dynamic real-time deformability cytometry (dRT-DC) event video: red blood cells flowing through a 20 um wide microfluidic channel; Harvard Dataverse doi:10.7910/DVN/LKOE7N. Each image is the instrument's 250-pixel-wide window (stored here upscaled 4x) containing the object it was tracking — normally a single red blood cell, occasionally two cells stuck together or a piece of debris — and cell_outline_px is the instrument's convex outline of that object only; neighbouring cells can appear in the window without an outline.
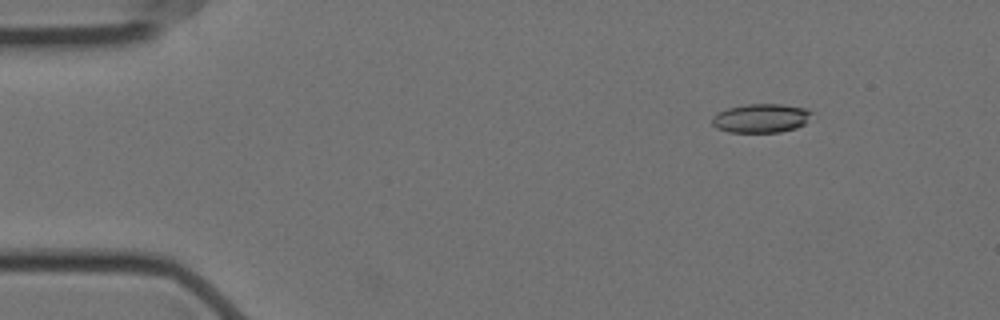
{"species": "Egyptian fruit bat (a non-hibernating species)", "species_latin": "Rousettus aegyptiacus", "temperature_condition": "cold", "stored_images_in_passage": 51, "camera_frame_rate_fps": 3000, "um_per_image_px": 0.085, "animal": {"sex": "female"}, "frame": {"image": 1, "passage_image": 1, "time_ms": 0.0, "image_size_px": [1000, 320], "cell_outline_px": [[812, 112], [804, 124], [796, 128], [780, 132], [728, 132], [716, 128], [712, 124], [712, 116], [728, 108], [748, 104], [780, 104], [804, 108]], "centroid_in_image_um": [64.66, 10.05], "position_along_channel_um": 20.3, "area_um2": 16.59}}
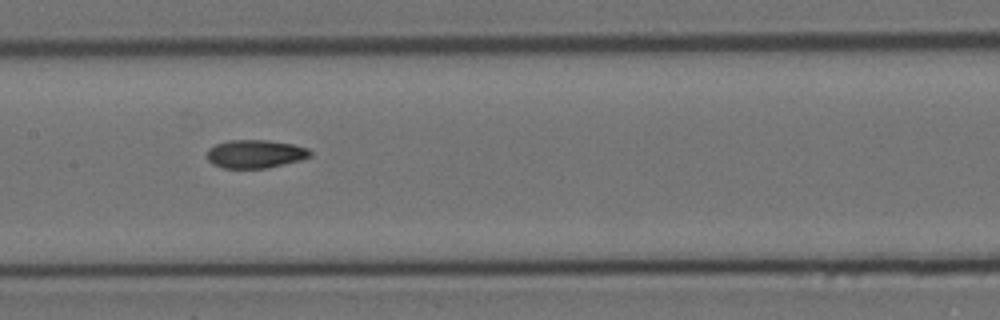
{"frame": {"image": 2, "passage_image": 22, "time_ms": 7.0, "image_size_px": [1000, 320], "cell_outline_px": [[312, 156], [300, 160], [268, 168], [224, 168], [212, 164], [208, 160], [208, 148], [216, 144], [228, 140], [268, 140], [292, 144], [308, 148], [312, 152]], "centroid_in_image_um": [21.71, 13.08], "position_along_channel_um": 185.7, "area_um2": 17.05}}
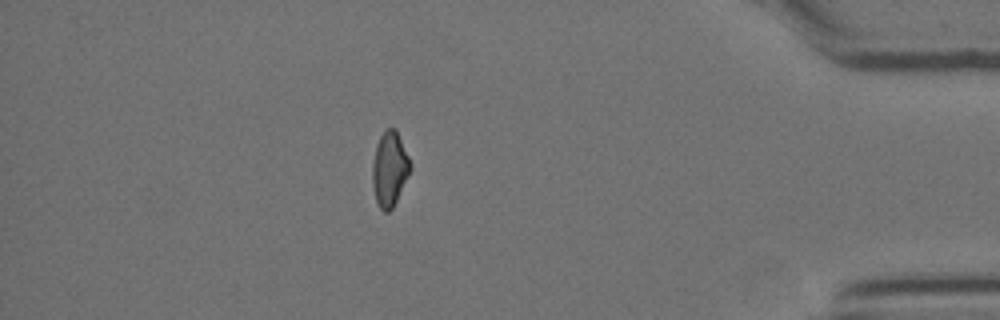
{"frame": {"image": 3, "passage_image": 44, "time_ms": 14.333, "image_size_px": [1000, 320], "cell_outline_px": [[412, 168], [392, 208], [388, 212], [384, 212], [380, 208], [376, 200], [372, 184], [372, 164], [376, 144], [380, 136], [388, 128], [396, 128], [408, 156]], "centroid_in_image_um": [33.11, 14.35], "position_along_channel_um": 402.1, "area_um2": 16.36}, "authors_computed_cell_mechanics": {"area_um2": 16.8776, "velocity_mm_per_s": 3.5334, "shape_relaxation_time_tau1_ms": null, "shape_relaxation_time_tau2_ms": 3.7357, "deformation_change_tau1": null, "deformation_change_tau2": 0.0955}}